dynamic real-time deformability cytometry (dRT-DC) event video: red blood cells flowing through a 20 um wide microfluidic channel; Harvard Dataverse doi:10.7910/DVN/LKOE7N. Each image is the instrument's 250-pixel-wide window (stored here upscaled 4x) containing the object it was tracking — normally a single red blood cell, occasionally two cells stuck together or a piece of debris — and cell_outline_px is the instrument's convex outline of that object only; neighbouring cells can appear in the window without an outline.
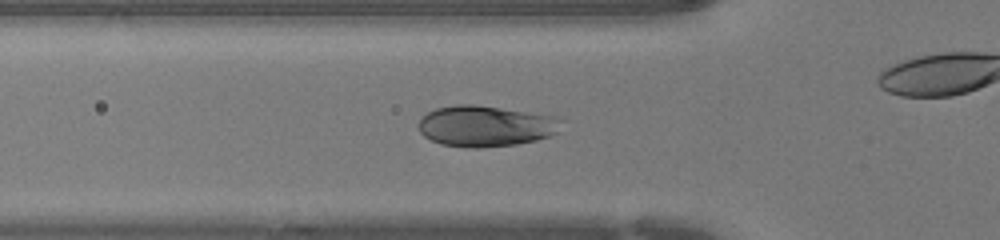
{"species": "human", "species_latin": "Homo sapiens", "temperature_condition": "warm", "stored_images_in_passage": 27, "camera_frame_rate_fps": 3000, "um_per_image_px": 0.085, "donor": {"sex": "female"}, "frame": {"image": 1, "passage_image": 6, "time_ms": 1.667, "image_size_px": [1000, 240], "cell_outline_px": [[564, 120], [556, 132], [548, 136], [536, 140], [516, 144], [480, 148], [468, 148], [440, 144], [424, 136], [420, 132], [416, 124], [428, 112], [436, 108], [456, 104], [476, 104], [556, 116]], "centroid_in_image_um": [41.25, 10.71], "position_along_channel_um": 84.5, "area_um2": 34.28}}
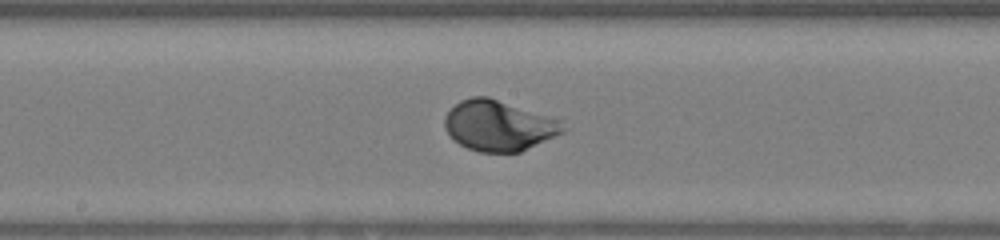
{"frame": {"image": 2, "passage_image": 14, "time_ms": 4.333, "image_size_px": [1000, 240], "cell_outline_px": [[568, 128], [564, 132], [520, 152], [480, 152], [468, 148], [460, 144], [448, 136], [444, 128], [444, 116], [460, 100], [472, 96], [488, 96], [560, 120]], "centroid_in_image_um": [42.37, 10.68], "position_along_channel_um": 205.8, "area_um2": 34.8}}
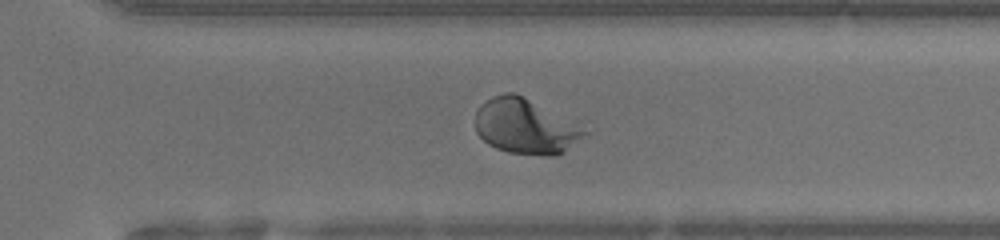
{"frame": {"image": 3, "passage_image": 22, "time_ms": 7.0, "image_size_px": [1000, 240], "cell_outline_px": [[588, 132], [564, 152], [556, 156], [544, 156], [508, 152], [496, 148], [488, 144], [476, 132], [476, 112], [480, 104], [492, 96], [504, 92], [516, 92]], "centroid_in_image_um": [44.57, 10.75], "position_along_channel_um": 326.0, "area_um2": 34.33}}